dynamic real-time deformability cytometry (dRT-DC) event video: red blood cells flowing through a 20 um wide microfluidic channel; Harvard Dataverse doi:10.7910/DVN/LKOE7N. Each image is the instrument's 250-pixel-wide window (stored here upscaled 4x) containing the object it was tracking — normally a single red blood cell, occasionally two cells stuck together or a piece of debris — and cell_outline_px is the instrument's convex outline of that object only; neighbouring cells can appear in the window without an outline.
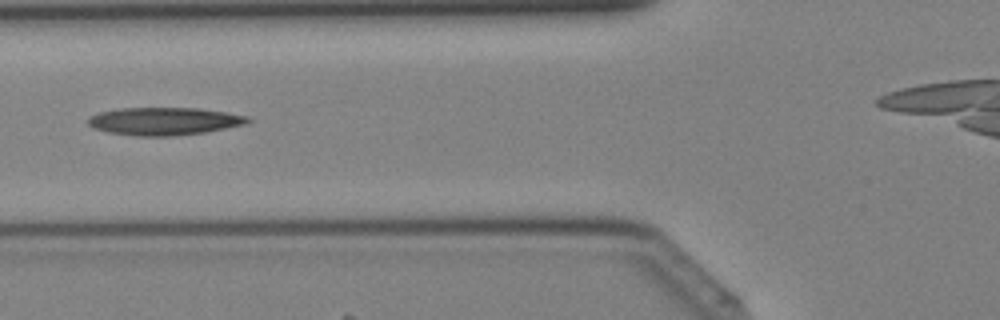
{"species": "Egyptian fruit bat (a non-hibernating species)", "species_latin": "Rousettus aegyptiacus", "temperature_condition": "cold", "stored_images_in_passage": 5, "segment_of_instrument_passage": [1, 2], "camera_frame_rate_fps": 3000, "um_per_image_px": 0.085, "animal": {"sex": "female"}, "frame": {"image": 1, "passage_image": 4, "time_ms": 1.0, "image_size_px": [1000, 320], "cell_outline_px": [[252, 120], [248, 124], [204, 132], [172, 136], [136, 136], [108, 132], [92, 128], [88, 124], [88, 116], [100, 112], [116, 108], [200, 108], [248, 116]], "centroid_in_image_um": [13.94, 10.3], "position_along_channel_um": 111.9, "area_um2": 25.95}}